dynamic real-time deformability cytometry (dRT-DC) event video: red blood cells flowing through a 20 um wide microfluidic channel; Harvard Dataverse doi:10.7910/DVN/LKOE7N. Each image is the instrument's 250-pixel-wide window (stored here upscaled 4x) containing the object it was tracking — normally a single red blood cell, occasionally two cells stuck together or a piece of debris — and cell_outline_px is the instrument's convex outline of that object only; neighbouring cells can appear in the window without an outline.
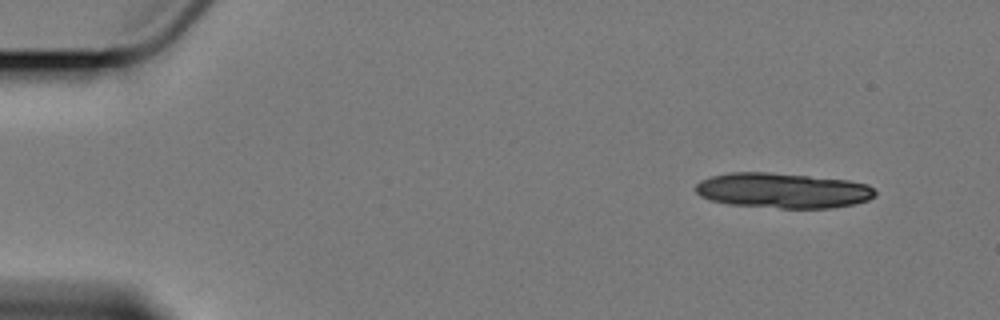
{"species": "Egyptian fruit bat (a non-hibernating species)", "species_latin": "Rousettus aegyptiacus", "temperature_condition": "cold", "stored_images_in_passage": 6, "camera_frame_rate_fps": 3000, "um_per_image_px": 0.085, "animal": {"sex": "female"}, "frame": {"image": 1, "passage_image": 1, "time_ms": 0.0, "image_size_px": [1000, 320], "cell_outline_px": [[876, 196], [868, 200], [852, 204], [828, 208], [780, 208], [728, 204], [708, 200], [700, 196], [696, 192], [696, 184], [700, 180], [708, 176], [728, 172], [768, 172], [848, 180], [868, 184], [876, 192]], "centroid_in_image_um": [66.49, 16.19], "position_along_channel_um": 18.5, "area_um2": 36.99}}
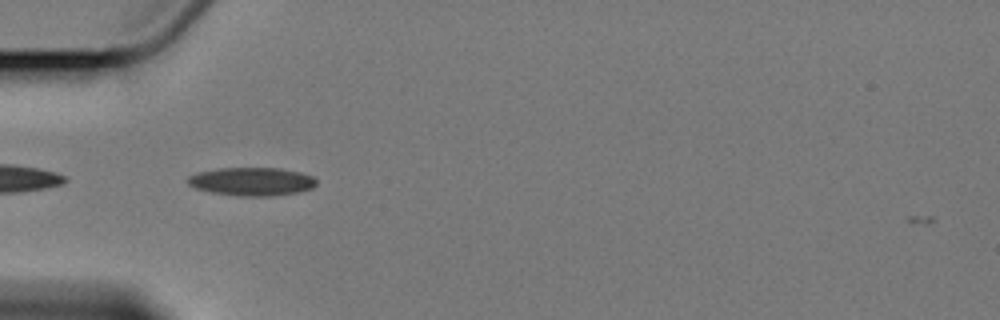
{"frame": {"image": 2, "passage_image": 5, "time_ms": 4.667, "image_size_px": [1000, 320], "cell_outline_px": [[316, 184], [312, 188], [300, 192], [272, 196], [244, 196], [212, 192], [196, 188], [188, 184], [188, 176], [196, 172], [220, 168], [280, 168], [300, 172], [312, 176], [316, 180]], "centroid_in_image_um": [21.42, 15.42], "position_along_channel_um": 63.6, "area_um2": 21.15}}
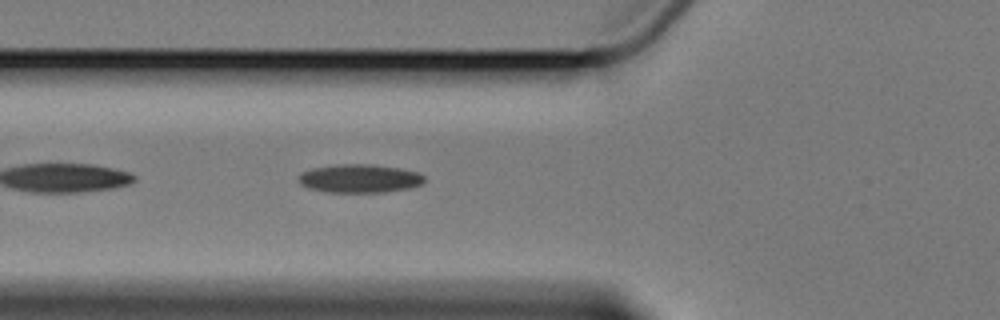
{"frame": {"image": 3, "passage_image": 6, "time_ms": 5.667, "image_size_px": [1000, 320], "cell_outline_px": [[424, 184], [412, 188], [384, 192], [324, 192], [308, 188], [300, 184], [300, 176], [304, 172], [316, 168], [344, 164], [368, 164], [400, 168], [416, 172], [424, 176]], "centroid_in_image_um": [30.63, 15.19], "position_along_channel_um": 95.2, "area_um2": 20.63}}